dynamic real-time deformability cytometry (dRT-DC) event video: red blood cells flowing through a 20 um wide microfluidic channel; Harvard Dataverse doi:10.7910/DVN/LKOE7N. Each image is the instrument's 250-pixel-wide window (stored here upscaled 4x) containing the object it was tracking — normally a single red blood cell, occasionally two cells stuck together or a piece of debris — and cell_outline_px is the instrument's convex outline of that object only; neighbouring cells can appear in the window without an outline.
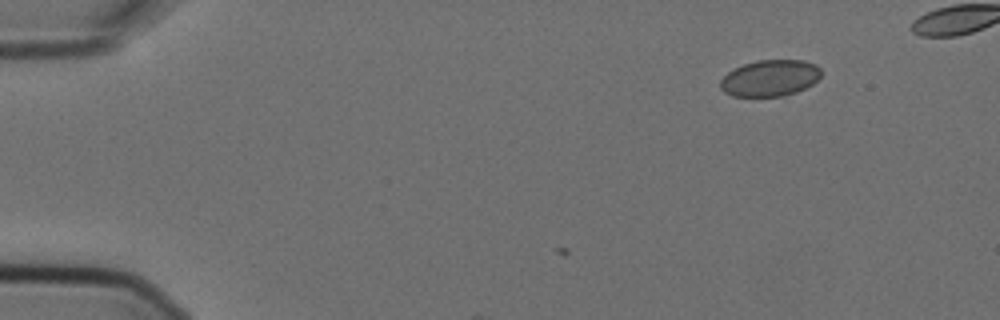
{"species": "Egyptian fruit bat (a non-hibernating species)", "species_latin": "Rousettus aegyptiacus", "temperature_condition": "cold", "stored_images_in_passage": 4, "camera_frame_rate_fps": 3000, "um_per_image_px": 0.085, "animal": {"sex": "female"}, "frame": {"image": 1, "passage_image": 1, "time_ms": 0.0, "image_size_px": [1000, 320], "cell_outline_px": [[820, 76], [812, 84], [796, 92], [784, 96], [732, 96], [724, 92], [720, 88], [720, 80], [728, 72], [744, 64], [756, 60], [804, 60], [816, 64], [820, 68]], "centroid_in_image_um": [65.44, 6.63], "position_along_channel_um": 19.6, "area_um2": 21.33}}
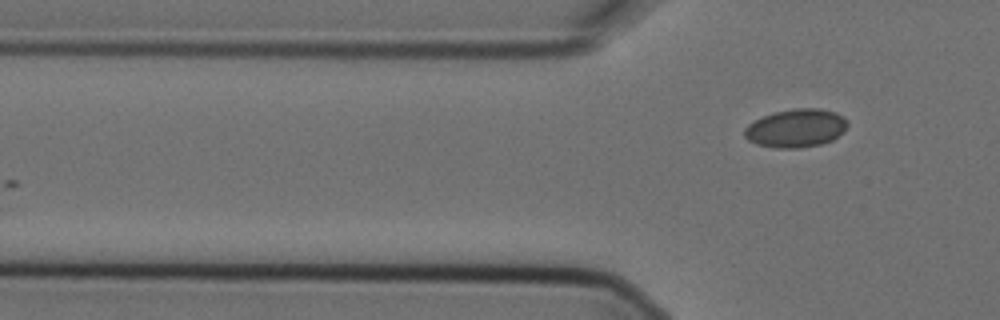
{"frame": {"image": 2, "passage_image": 4, "time_ms": 1.0, "image_size_px": [1000, 320], "cell_outline_px": [[848, 124], [844, 132], [832, 140], [820, 144], [800, 148], [776, 148], [756, 144], [748, 140], [744, 136], [744, 128], [748, 124], [764, 116], [776, 112], [792, 108], [820, 108], [836, 112], [844, 116], [848, 120]], "centroid_in_image_um": [67.69, 10.89], "position_along_channel_um": 58.1, "area_um2": 23.18}}